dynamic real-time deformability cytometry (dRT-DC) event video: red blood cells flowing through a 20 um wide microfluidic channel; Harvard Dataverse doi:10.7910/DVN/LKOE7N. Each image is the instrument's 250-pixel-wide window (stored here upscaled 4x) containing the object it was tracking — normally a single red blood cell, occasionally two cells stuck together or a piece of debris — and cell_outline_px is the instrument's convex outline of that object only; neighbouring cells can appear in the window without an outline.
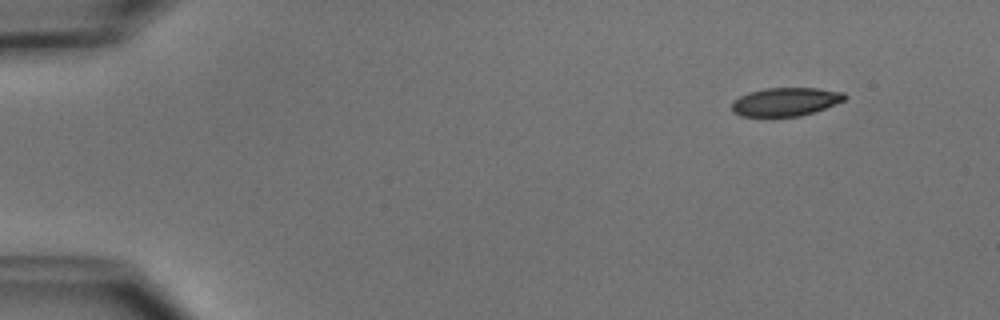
{"species": "common noctule bat (a hibernating species)", "species_latin": "Nyctalus noctula", "temperature_condition": "cold", "stored_images_in_passage": 5, "camera_frame_rate_fps": 3000, "um_per_image_px": 0.085, "animal": {"sex": "male", "body_mass_g": 15.6}, "frame": {"image": 1, "passage_image": 1, "time_ms": 0.0, "image_size_px": [1000, 320], "cell_outline_px": [[848, 96], [844, 100], [824, 108], [800, 116], [740, 116], [732, 112], [732, 100], [748, 92], [764, 88], [816, 88], [844, 92]], "centroid_in_image_um": [66.74, 8.64], "position_along_channel_um": 18.3, "area_um2": 18.67}}
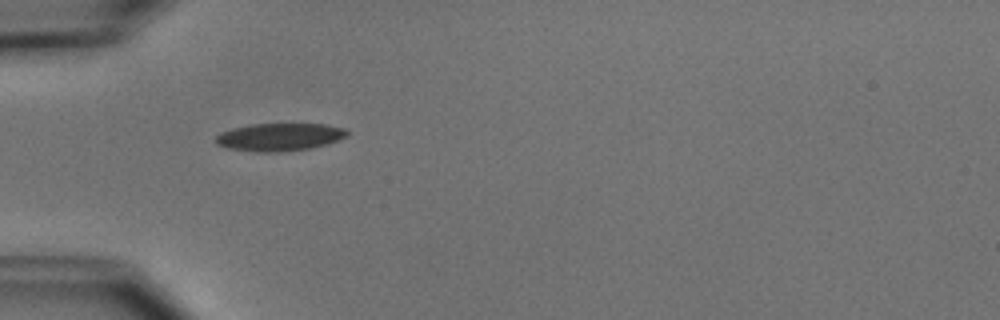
{"frame": {"image": 2, "passage_image": 4, "time_ms": 3.667, "image_size_px": [1000, 320], "cell_outline_px": [[348, 136], [324, 144], [308, 148], [280, 152], [256, 152], [228, 148], [216, 144], [216, 136], [220, 132], [232, 128], [252, 124], [324, 124], [344, 128], [348, 132]], "centroid_in_image_um": [23.72, 11.64], "position_along_channel_um": 61.3, "area_um2": 21.04}}